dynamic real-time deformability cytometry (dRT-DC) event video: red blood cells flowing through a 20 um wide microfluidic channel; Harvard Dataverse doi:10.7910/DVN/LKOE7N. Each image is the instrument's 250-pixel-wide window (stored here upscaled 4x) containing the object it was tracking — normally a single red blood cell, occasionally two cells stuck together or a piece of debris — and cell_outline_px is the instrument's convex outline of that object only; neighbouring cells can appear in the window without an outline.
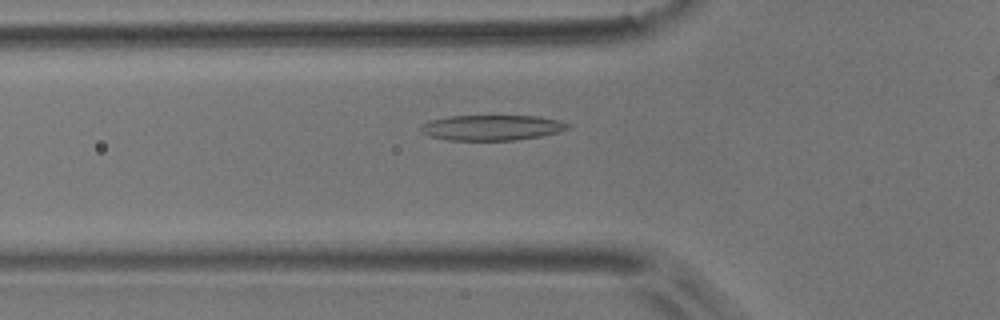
{"species": "common noctule bat (a hibernating species)", "species_latin": "Nyctalus noctula", "temperature_condition": "room temperature", "stored_images_in_passage": 36, "camera_frame_rate_fps": 3000, "um_per_image_px": 0.085, "animal": {"sex": "male", "body_mass_g": 17.9}, "frame": {"image": 1, "passage_image": 7, "time_ms": 2.0, "image_size_px": [1000, 320], "cell_outline_px": [[568, 128], [560, 132], [540, 136], [516, 140], [448, 140], [432, 136], [420, 132], [420, 128], [428, 120], [448, 116], [536, 116], [560, 120], [568, 124]], "centroid_in_image_um": [41.8, 10.84], "position_along_channel_um": 84.0, "area_um2": 21.68}}
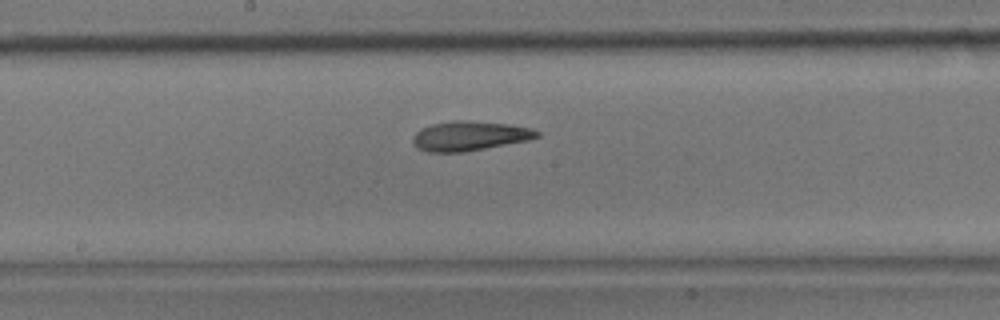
{"frame": {"image": 2, "passage_image": 17, "time_ms": 5.333, "image_size_px": [1000, 320], "cell_outline_px": [[540, 136], [528, 140], [464, 152], [428, 152], [416, 148], [412, 144], [412, 136], [420, 128], [432, 124], [452, 120], [464, 120], [512, 124], [532, 128], [540, 132]], "centroid_in_image_um": [39.89, 11.55], "position_along_channel_um": 208.3, "area_um2": 21.62}}
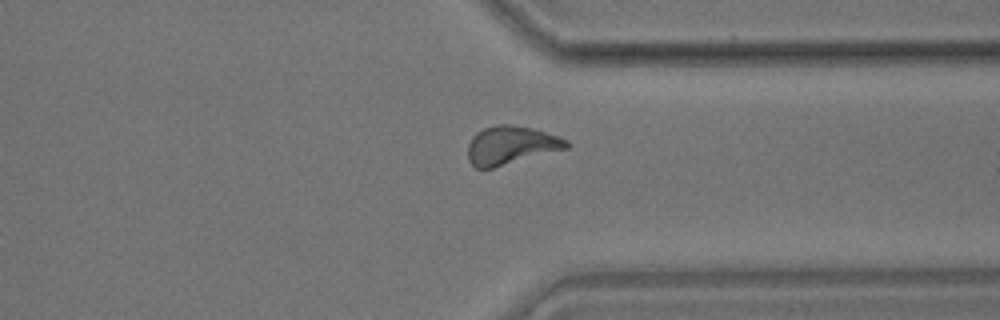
{"frame": {"image": 3, "passage_image": 30, "time_ms": 9.667, "image_size_px": [1000, 320], "cell_outline_px": [[572, 144], [568, 148], [492, 168], [476, 168], [468, 160], [468, 144], [472, 136], [476, 132], [484, 128], [496, 124], [508, 124], [532, 128], [568, 140]], "centroid_in_image_um": [43.41, 12.34], "position_along_channel_um": 368.0, "area_um2": 21.96}}